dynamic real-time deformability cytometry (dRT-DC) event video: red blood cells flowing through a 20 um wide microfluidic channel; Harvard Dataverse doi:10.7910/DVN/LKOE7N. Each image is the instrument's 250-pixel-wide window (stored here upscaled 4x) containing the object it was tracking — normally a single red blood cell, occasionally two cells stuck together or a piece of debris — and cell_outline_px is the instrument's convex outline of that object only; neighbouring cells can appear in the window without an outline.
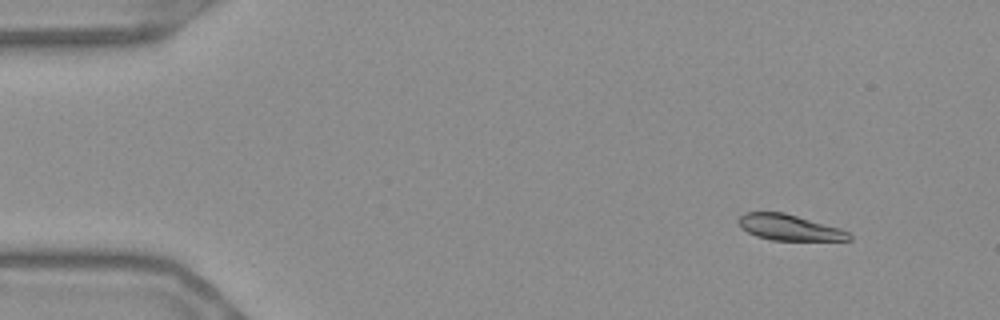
{"species": "Egyptian fruit bat (a non-hibernating species)", "species_latin": "Rousettus aegyptiacus", "temperature_condition": "warm", "stored_images_in_passage": 51, "camera_frame_rate_fps": 3000, "um_per_image_px": 0.085, "frame": {"image": 1, "passage_image": 1, "time_ms": 0.0, "image_size_px": [1000, 320], "cell_outline_px": [[852, 240], [772, 240], [756, 236], [740, 228], [736, 220], [740, 216], [748, 212], [784, 212], [840, 228], [848, 232], [852, 236]], "centroid_in_image_um": [67.06, 19.33], "position_along_channel_um": 17.9, "area_um2": 16.65}}
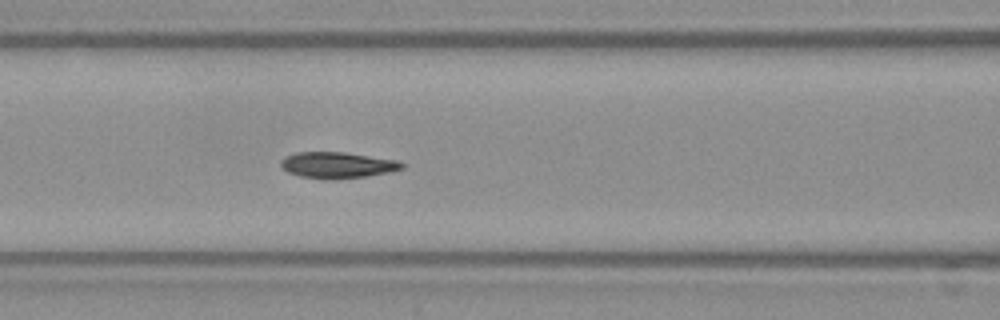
{"frame": {"image": 2, "passage_image": 19, "time_ms": 6.0, "image_size_px": [1000, 320], "cell_outline_px": [[404, 168], [392, 172], [364, 176], [332, 180], [328, 180], [300, 176], [288, 172], [280, 164], [280, 160], [284, 156], [296, 152], [344, 152], [396, 160], [404, 164]], "centroid_in_image_um": [28.66, 14.03], "position_along_channel_um": 137.9, "area_um2": 18.5}}
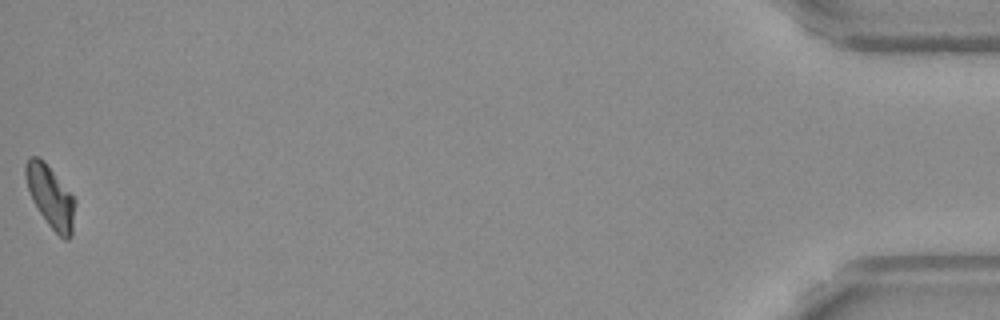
{"frame": {"image": 3, "passage_image": 51, "time_ms": 16.667, "image_size_px": [1000, 320], "cell_outline_px": [[76, 200], [72, 236], [68, 240], [64, 240], [48, 224], [32, 200], [24, 176], [24, 164], [32, 156], [40, 156], [44, 160]], "centroid_in_image_um": [4.29, 16.7], "position_along_channel_um": 430.9, "area_um2": 17.86}, "authors_computed_cell_mechanics": {"area_um2": 17.8602, "velocity_mm_per_s": 3.6703, "shape_relaxation_time_tau1_ms": 4.5147, "shape_relaxation_time_tau2_ms": 2.1532, "deformation_change_tau1": 0.1434, "deformation_change_tau2": 0.0534}}